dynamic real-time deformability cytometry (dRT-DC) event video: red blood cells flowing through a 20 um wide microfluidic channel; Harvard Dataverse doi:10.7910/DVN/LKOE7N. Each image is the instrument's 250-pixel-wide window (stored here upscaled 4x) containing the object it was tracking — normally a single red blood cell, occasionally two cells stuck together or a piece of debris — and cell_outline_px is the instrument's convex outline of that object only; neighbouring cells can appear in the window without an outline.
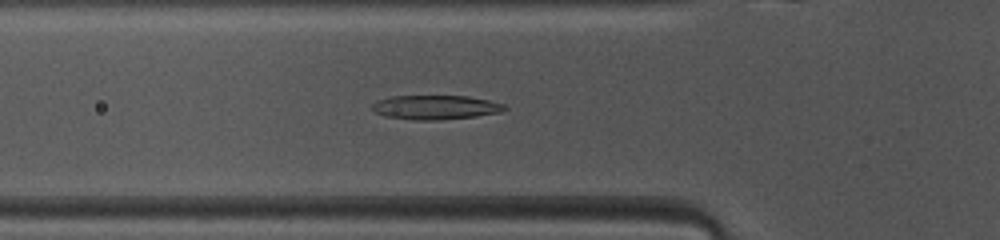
{"species": "common noctule bat (a hibernating species)", "species_latin": "Nyctalus noctula", "temperature_condition": "warm", "stored_images_in_passage": 38, "camera_frame_rate_fps": 3000, "um_per_image_px": 0.085, "animal": {"sex": "female", "body_mass_g": 10.0, "forearm_length_mm": 53.1}, "frame": {"image": 1, "passage_image": 6, "time_ms": 1.667, "image_size_px": [1000, 240], "cell_outline_px": [[508, 108], [500, 112], [476, 116], [436, 120], [412, 120], [388, 116], [376, 112], [372, 108], [372, 104], [376, 100], [392, 96], [468, 96], [488, 100], [504, 104]], "centroid_in_image_um": [37.02, 9.11], "position_along_channel_um": 88.8, "area_um2": 18.55}}
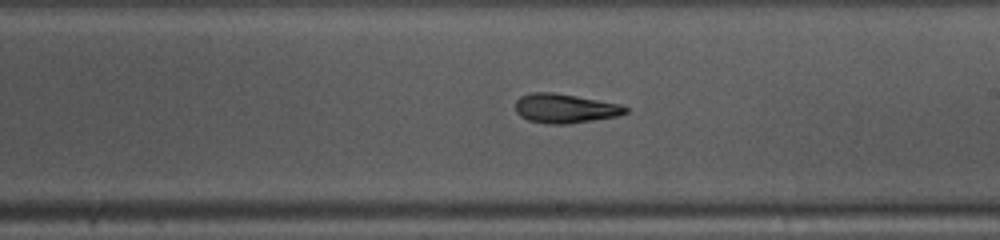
{"frame": {"image": 2, "passage_image": 17, "time_ms": 5.333, "image_size_px": [1000, 240], "cell_outline_px": [[628, 112], [616, 116], [568, 124], [548, 124], [528, 120], [520, 116], [516, 112], [516, 100], [520, 96], [532, 92], [552, 92], [576, 96], [620, 104], [628, 108]], "centroid_in_image_um": [47.99, 9.21], "position_along_channel_um": 241.0, "area_um2": 18.67}}
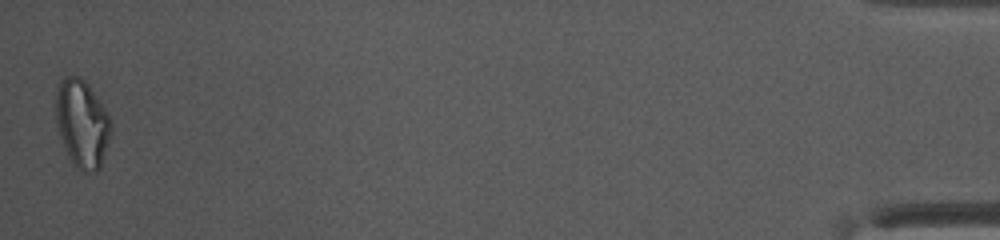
{"frame": {"image": 3, "passage_image": 38, "time_ms": 12.333, "image_size_px": [1000, 240], "cell_outline_px": [[112, 136], [100, 168], [96, 172], [84, 172], [76, 168], [68, 156], [64, 148], [56, 124], [56, 92], [60, 76], [80, 76], [88, 84], [112, 120]], "centroid_in_image_um": [6.99, 10.51], "position_along_channel_um": 428.2, "area_um2": 28.73}, "authors_computed_cell_mechanics": {"area_um2": 19.2185, "velocity_mm_per_s": 4.138, "shape_relaxation_time_tau1_ms": 7.93, "shape_relaxation_time_tau2_ms": 3.3943, "deformation_change_tau1": 0.2482, "deformation_change_tau2": 0.1389}}